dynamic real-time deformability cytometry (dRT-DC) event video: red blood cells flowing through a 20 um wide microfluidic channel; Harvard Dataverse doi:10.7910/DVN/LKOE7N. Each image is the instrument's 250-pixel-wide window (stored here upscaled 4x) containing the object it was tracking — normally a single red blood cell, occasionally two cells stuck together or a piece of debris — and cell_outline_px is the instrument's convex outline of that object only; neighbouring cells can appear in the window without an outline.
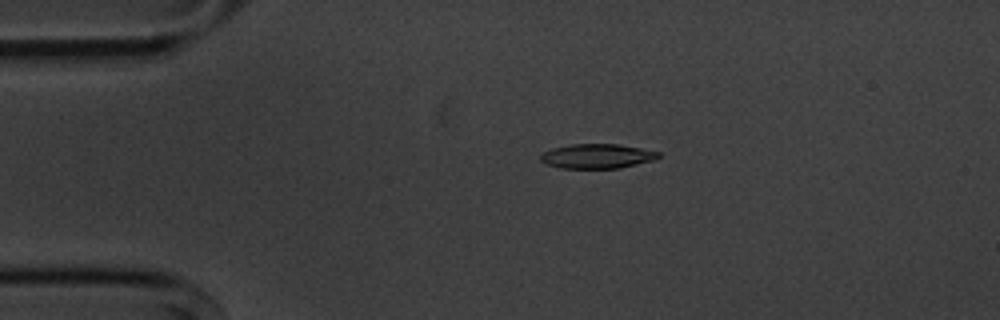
{"species": "common noctule bat (a hibernating species)", "species_latin": "Nyctalus noctula", "temperature_condition": "cold", "stored_images_in_passage": 4, "camera_frame_rate_fps": 3000, "um_per_image_px": 0.085, "animal": {"sex": "male", "body_mass_g": 20.1, "forearm_length_mm": 53.5}, "frame": {"image": 1, "passage_image": 3, "time_ms": 3.333, "image_size_px": [1000, 320], "cell_outline_px": [[660, 156], [656, 160], [620, 168], [560, 168], [544, 164], [540, 160], [540, 152], [552, 148], [572, 144], [620, 144], [660, 152]], "centroid_in_image_um": [50.73, 13.27], "position_along_channel_um": 34.3, "area_um2": 17.11}}